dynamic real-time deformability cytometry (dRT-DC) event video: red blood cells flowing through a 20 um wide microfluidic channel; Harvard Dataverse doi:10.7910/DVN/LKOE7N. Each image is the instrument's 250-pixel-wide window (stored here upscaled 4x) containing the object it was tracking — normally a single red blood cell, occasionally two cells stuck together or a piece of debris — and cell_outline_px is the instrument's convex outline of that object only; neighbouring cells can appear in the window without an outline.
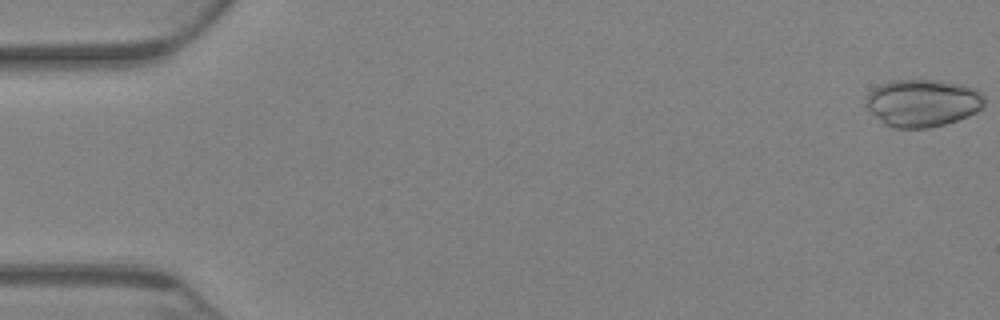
{"species": "Egyptian fruit bat (a non-hibernating species)", "species_latin": "Rousettus aegyptiacus", "temperature_condition": "warm", "stored_images_in_passage": 19, "camera_frame_rate_fps": 3000, "um_per_image_px": 0.085, "animal": {"sex": "female"}, "frame": {"image": 1, "passage_image": 1, "time_ms": 0.0, "image_size_px": [1000, 320], "cell_outline_px": [[984, 104], [976, 112], [968, 116], [944, 124], [928, 128], [896, 128], [888, 124], [876, 116], [864, 104], [868, 92], [872, 88], [888, 80], [944, 80], [964, 84], [976, 88], [980, 92], [984, 100]], "centroid_in_image_um": [78.42, 8.72], "position_along_channel_um": 6.6, "area_um2": 32.83}}